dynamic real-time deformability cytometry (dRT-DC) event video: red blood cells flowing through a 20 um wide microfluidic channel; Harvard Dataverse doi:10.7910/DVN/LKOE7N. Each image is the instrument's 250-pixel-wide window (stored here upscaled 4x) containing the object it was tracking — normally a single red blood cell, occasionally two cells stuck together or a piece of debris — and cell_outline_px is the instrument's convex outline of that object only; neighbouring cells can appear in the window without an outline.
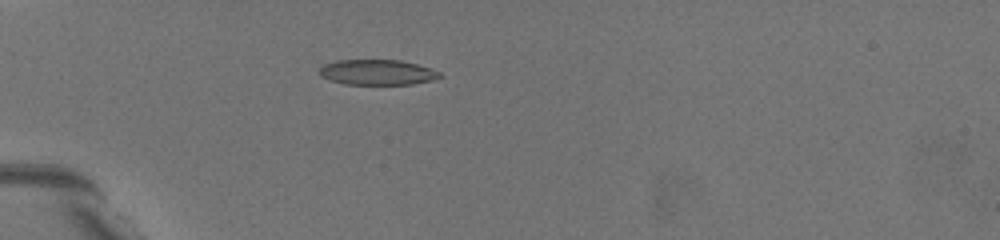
{"species": "common noctule bat (a hibernating species)", "species_latin": "Nyctalus noctula", "temperature_condition": "warm", "stored_images_in_passage": 3, "camera_frame_rate_fps": 3000, "um_per_image_px": 0.085, "animal": {"sex": "female", "body_mass_g": 19.5, "forearm_length_mm": 54.1}, "frame": {"image": 1, "passage_image": 1, "time_ms": 0.0, "image_size_px": [1000, 240], "cell_outline_px": [[184, 212], [168, 212], [120, 168], [116, 164], [108, 148], [108, 144], [116, 144], [140, 148], [180, 200], [184, 208]], "centroid_in_image_um": [12.38, 14.95], "position_along_channel_um": 72.6, "area_um2": 14.39}}